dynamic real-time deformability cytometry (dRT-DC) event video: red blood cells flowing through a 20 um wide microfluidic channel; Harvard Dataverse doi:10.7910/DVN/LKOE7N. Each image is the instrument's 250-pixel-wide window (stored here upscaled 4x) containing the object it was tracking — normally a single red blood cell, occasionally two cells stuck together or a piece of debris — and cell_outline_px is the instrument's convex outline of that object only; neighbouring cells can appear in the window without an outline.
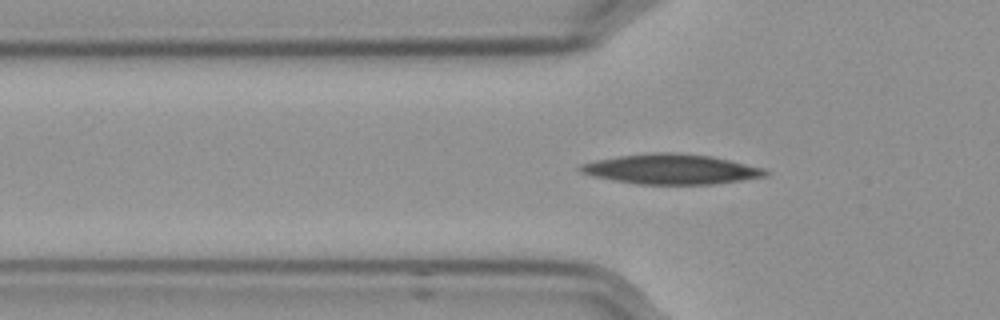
{"species": "Egyptian fruit bat (a non-hibernating species)", "species_latin": "Rousettus aegyptiacus", "temperature_condition": "cold", "stored_images_in_passage": 49, "camera_frame_rate_fps": 3000, "um_per_image_px": 0.085, "frame": {"image": 1, "passage_image": 16, "time_ms": 5.0, "image_size_px": [1000, 320], "cell_outline_px": [[768, 176], [712, 184], [636, 184], [592, 176], [580, 172], [576, 168], [580, 164], [596, 160], [620, 156], [652, 152], [672, 152], [708, 156], [728, 160], [764, 168], [768, 172]], "centroid_in_image_um": [57.0, 14.38], "position_along_channel_um": 68.8, "area_um2": 32.14}}
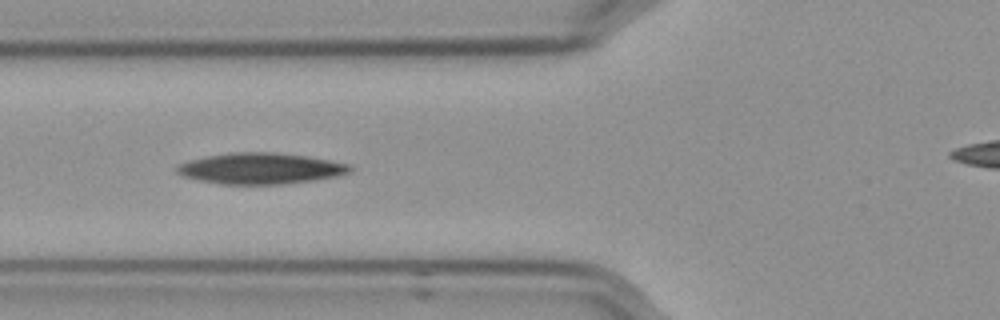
{"frame": {"image": 2, "passage_image": 19, "time_ms": 6.0, "image_size_px": [1000, 320], "cell_outline_px": [[352, 172], [336, 176], [316, 180], [280, 184], [220, 184], [200, 180], [184, 176], [176, 172], [176, 168], [180, 164], [192, 160], [208, 156], [232, 152], [272, 152], [308, 156], [352, 164]], "centroid_in_image_um": [22.22, 14.32], "position_along_channel_um": 103.6, "area_um2": 31.21}}
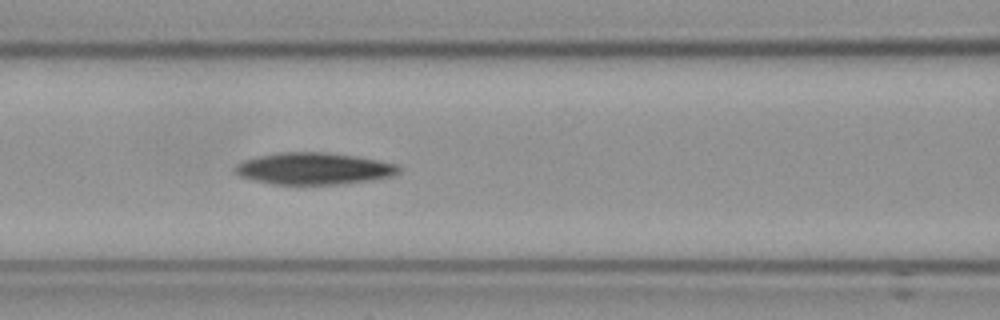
{"frame": {"image": 3, "passage_image": 22, "time_ms": 7.0, "image_size_px": [1000, 320], "cell_outline_px": [[400, 172], [392, 176], [368, 180], [336, 184], [276, 184], [256, 180], [240, 176], [236, 172], [236, 168], [244, 160], [260, 156], [280, 152], [324, 152], [356, 156], [396, 164], [400, 168]], "centroid_in_image_um": [26.71, 14.32], "position_along_channel_um": 139.9, "area_um2": 29.71}}